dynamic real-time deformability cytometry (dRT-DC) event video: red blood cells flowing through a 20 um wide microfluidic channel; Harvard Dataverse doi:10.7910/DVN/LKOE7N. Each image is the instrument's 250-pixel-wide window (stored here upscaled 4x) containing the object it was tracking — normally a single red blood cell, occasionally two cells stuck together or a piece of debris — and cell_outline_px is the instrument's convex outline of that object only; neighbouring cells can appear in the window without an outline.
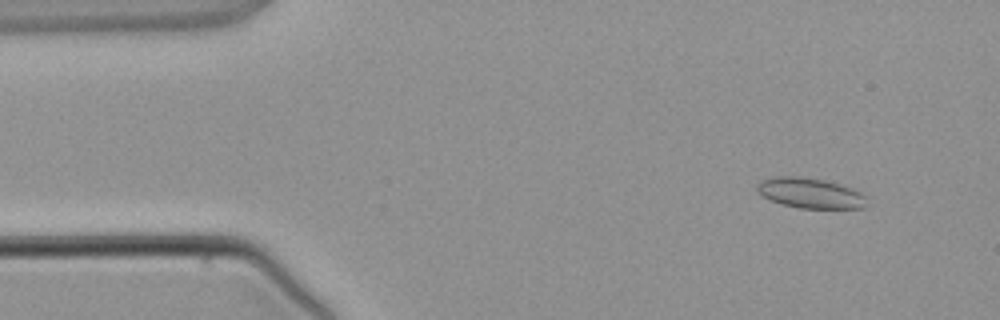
{"species": "common noctule bat (a hibernating species)", "species_latin": "Nyctalus noctula", "temperature_condition": "warm", "stored_images_in_passage": 3, "camera_frame_rate_fps": 3000, "um_per_image_px": 0.085, "animal": {"sex": "male", "body_mass_g": 21.5, "forearm_length_mm": 52.0}, "frame": {"image": 1, "passage_image": 1, "time_ms": 0.0, "image_size_px": [1000, 320], "cell_outline_px": [[868, 196], [864, 208], [800, 208], [784, 204], [772, 200], [756, 192], [756, 184], [760, 180], [776, 176], [804, 176], [824, 180], [852, 188]], "centroid_in_image_um": [68.86, 16.4], "position_along_channel_um": 16.1, "area_um2": 19.42}}